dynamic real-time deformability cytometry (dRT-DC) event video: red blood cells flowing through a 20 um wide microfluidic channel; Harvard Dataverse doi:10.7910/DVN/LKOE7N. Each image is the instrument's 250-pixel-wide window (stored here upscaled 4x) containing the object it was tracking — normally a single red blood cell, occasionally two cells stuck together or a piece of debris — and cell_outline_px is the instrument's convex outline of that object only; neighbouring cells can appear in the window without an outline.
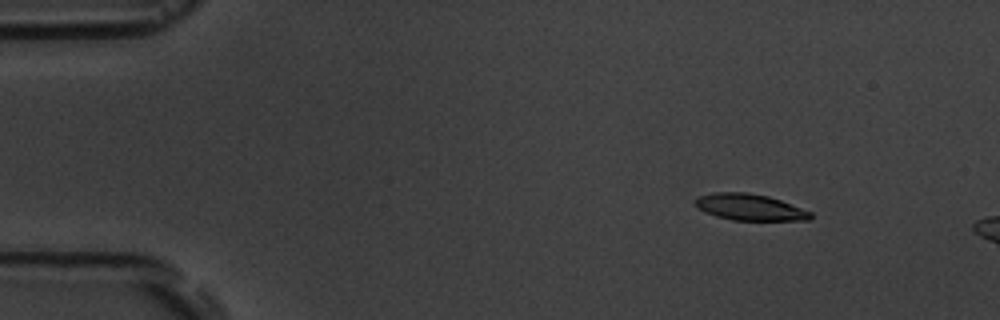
{"species": "common noctule bat (a hibernating species)", "species_latin": "Nyctalus noctula", "temperature_condition": "room temperature", "stored_images_in_passage": 4, "camera_frame_rate_fps": 3000, "um_per_image_px": 0.085, "animal": {"sex": "male", "body_mass_g": 19.5, "forearm_length_mm": 54.6}, "frame": {"image": 1, "passage_image": 2, "time_ms": 1.333, "image_size_px": [1000, 320], "cell_outline_px": [[812, 216], [808, 220], [732, 220], [716, 216], [704, 212], [696, 208], [692, 200], [696, 196], [716, 192], [748, 192], [768, 196], [780, 200], [812, 212]], "centroid_in_image_um": [63.65, 17.6], "position_along_channel_um": 21.4, "area_um2": 17.92}}